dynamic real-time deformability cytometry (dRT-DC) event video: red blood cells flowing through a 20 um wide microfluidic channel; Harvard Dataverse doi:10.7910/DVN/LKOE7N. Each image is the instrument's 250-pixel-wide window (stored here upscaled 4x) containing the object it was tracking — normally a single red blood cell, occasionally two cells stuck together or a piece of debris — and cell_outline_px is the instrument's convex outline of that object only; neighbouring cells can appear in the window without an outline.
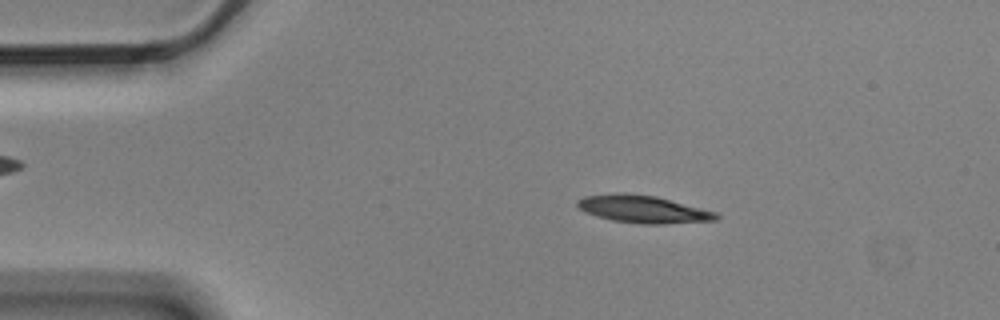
{"species": "Egyptian fruit bat (a non-hibernating species)", "species_latin": "Rousettus aegyptiacus", "temperature_condition": "cold", "stored_images_in_passage": 5, "camera_frame_rate_fps": 3000, "um_per_image_px": 0.085, "animal": {"sex": "male"}, "frame": {"image": 1, "passage_image": 2, "time_ms": 0.333, "image_size_px": [1000, 320], "cell_outline_px": [[720, 216], [716, 220], [664, 224], [640, 224], [612, 220], [596, 216], [584, 212], [576, 204], [576, 200], [584, 196], [616, 192], [620, 192], [656, 196], [716, 212]], "centroid_in_image_um": [54.62, 17.77], "position_along_channel_um": 30.4, "area_um2": 22.31}}
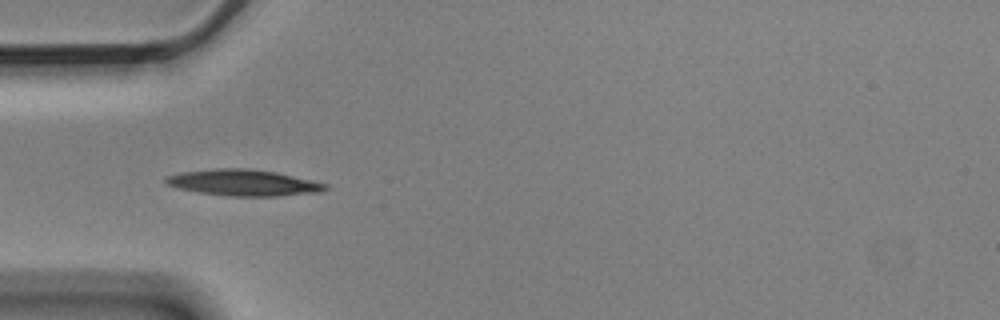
{"frame": {"image": 2, "passage_image": 4, "time_ms": 1.0, "image_size_px": [1000, 320], "cell_outline_px": [[328, 188], [320, 192], [280, 196], [228, 196], [200, 192], [180, 188], [164, 184], [164, 176], [180, 172], [216, 168], [248, 168], [276, 172], [312, 180], [328, 184]], "centroid_in_image_um": [20.68, 15.52], "position_along_channel_um": 64.3, "area_um2": 24.51}}
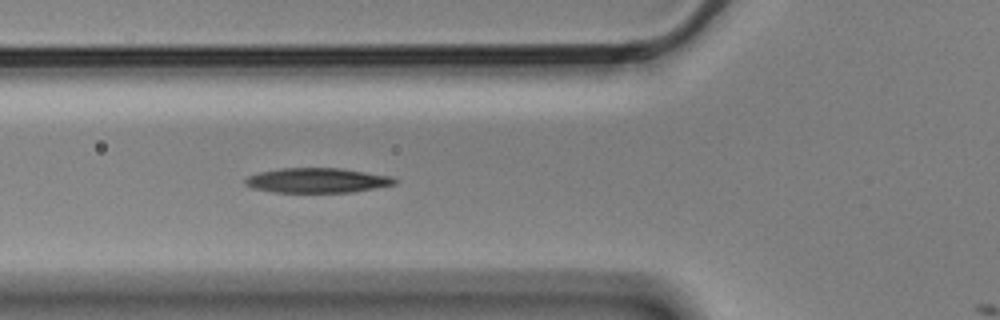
{"frame": {"image": 3, "passage_image": 5, "time_ms": 1.333, "image_size_px": [1000, 320], "cell_outline_px": [[396, 184], [376, 188], [352, 192], [272, 192], [252, 188], [244, 184], [244, 180], [248, 176], [256, 172], [280, 168], [340, 168], [392, 176], [396, 180]], "centroid_in_image_um": [26.92, 15.33], "position_along_channel_um": 98.9, "area_um2": 21.73}}